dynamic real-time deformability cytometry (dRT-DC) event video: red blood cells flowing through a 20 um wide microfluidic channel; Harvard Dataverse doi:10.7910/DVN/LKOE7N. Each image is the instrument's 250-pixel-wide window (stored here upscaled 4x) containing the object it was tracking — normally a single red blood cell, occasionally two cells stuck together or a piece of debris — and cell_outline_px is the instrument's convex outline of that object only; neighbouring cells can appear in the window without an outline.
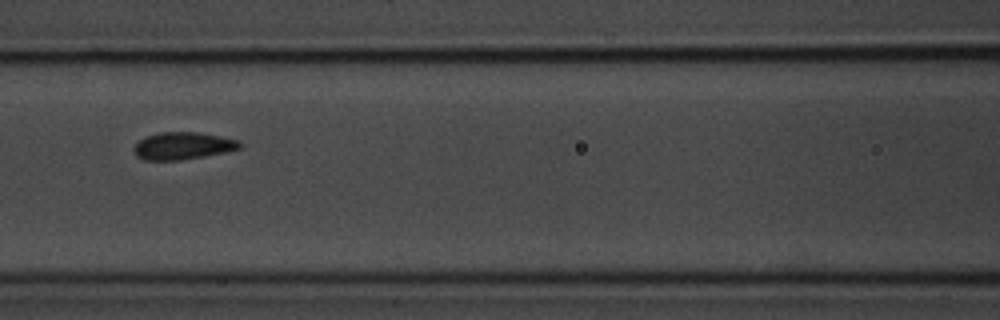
{"species": "common noctule bat (a hibernating species)", "species_latin": "Nyctalus noctula", "temperature_condition": "room temperature", "stored_images_in_passage": 9, "camera_frame_rate_fps": 3000, "um_per_image_px": 0.085, "animal": {"sex": "male", "body_mass_g": 20.1, "forearm_length_mm": 53.5}, "frame": {"image": 1, "passage_image": 8, "time_ms": 7.667, "image_size_px": [1000, 320], "cell_outline_px": [[244, 144], [240, 148], [228, 152], [180, 160], [144, 160], [136, 156], [132, 148], [140, 140], [148, 136], [160, 132], [200, 132], [240, 140]], "centroid_in_image_um": [15.58, 12.4], "position_along_channel_um": 151.0, "area_um2": 16.99}}
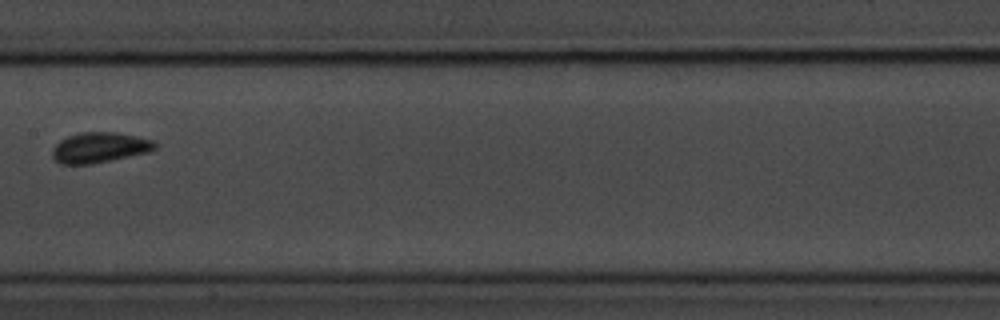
{"frame": {"image": 2, "passage_image": 9, "time_ms": 9.0, "image_size_px": [1000, 320], "cell_outline_px": [[156, 148], [148, 152], [92, 164], [60, 164], [52, 156], [52, 148], [60, 140], [68, 136], [80, 132], [116, 132], [136, 136], [152, 140], [156, 144]], "centroid_in_image_um": [8.44, 12.54], "position_along_channel_um": 199.0, "area_um2": 18.09}}